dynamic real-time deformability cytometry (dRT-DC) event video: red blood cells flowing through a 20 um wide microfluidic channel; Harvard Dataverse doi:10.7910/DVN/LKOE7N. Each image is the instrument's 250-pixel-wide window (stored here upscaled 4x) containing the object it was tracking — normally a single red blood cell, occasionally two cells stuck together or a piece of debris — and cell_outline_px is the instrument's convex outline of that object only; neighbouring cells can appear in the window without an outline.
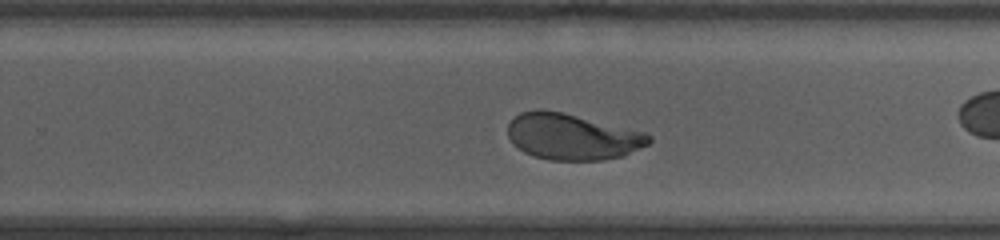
{"species": "human", "species_latin": "Homo sapiens", "temperature_condition": "room temperature", "stored_images_in_passage": 38, "camera_frame_rate_fps": 3000, "um_per_image_px": 0.085, "donor": {"sex": "female"}, "frame": {"image": 1, "passage_image": 27, "time_ms": 8.667, "image_size_px": [1000, 240], "cell_outline_px": [[652, 140], [648, 144], [624, 156], [604, 160], [548, 160], [532, 156], [524, 152], [512, 144], [508, 136], [508, 124], [520, 112], [536, 108], [540, 108], [560, 112], [644, 132], [652, 136]], "centroid_in_image_um": [48.61, 11.63], "position_along_channel_um": 281.2, "area_um2": 37.97}, "authors_computed_cell_mechanics": {"area_um2": 37.859, "velocity_mm_per_s": 4.1658, "shape_relaxation_time_tau1_ms": 2.7553, "shape_relaxation_time_tau2_ms": null, "deformation_change_tau1": 0.1513, "deformation_change_tau2": null}}